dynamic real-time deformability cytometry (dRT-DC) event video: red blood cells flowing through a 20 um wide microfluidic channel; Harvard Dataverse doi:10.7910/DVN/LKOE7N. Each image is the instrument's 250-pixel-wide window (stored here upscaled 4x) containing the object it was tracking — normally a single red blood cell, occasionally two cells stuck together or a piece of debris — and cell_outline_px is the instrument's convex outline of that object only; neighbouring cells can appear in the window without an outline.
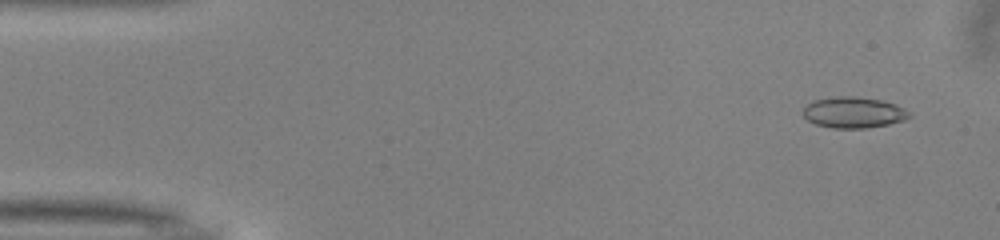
{"species": "common noctule bat (a hibernating species)", "species_latin": "Nyctalus noctula", "temperature_condition": "warm", "stored_images_in_passage": 50, "camera_frame_rate_fps": 3000, "um_per_image_px": 0.085, "animal": {"sex": "male", "body_mass_g": 13.0, "forearm_length_mm": 53.1}, "frame": {"image": 1, "passage_image": 3, "time_ms": 0.667, "image_size_px": [1000, 240], "cell_outline_px": [[912, 116], [904, 120], [888, 124], [868, 128], [832, 128], [816, 124], [808, 120], [804, 116], [804, 108], [812, 100], [836, 96], [856, 96], [880, 100], [896, 104], [912, 112]], "centroid_in_image_um": [72.59, 9.55], "position_along_channel_um": 12.4, "area_um2": 19.31}}
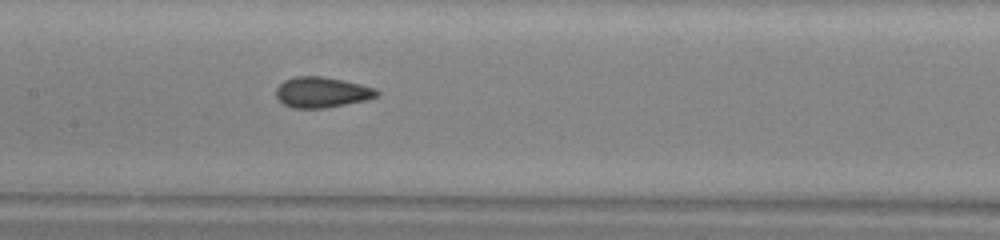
{"frame": {"image": 2, "passage_image": 24, "time_ms": 7.667, "image_size_px": [1000, 240], "cell_outline_px": [[380, 96], [368, 100], [324, 108], [296, 108], [284, 104], [276, 96], [276, 88], [284, 80], [296, 76], [320, 76], [344, 80], [376, 88], [380, 92]], "centroid_in_image_um": [27.41, 7.84], "position_along_channel_um": 180.0, "area_um2": 18.03}}
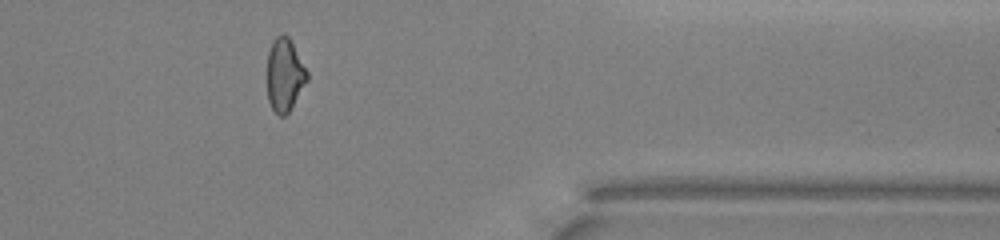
{"frame": {"image": 3, "passage_image": 41, "time_ms": 13.333, "image_size_px": [1000, 240], "cell_outline_px": [[308, 80], [288, 112], [284, 116], [280, 116], [272, 108], [268, 100], [268, 52], [272, 40], [276, 36], [288, 36], [308, 72]], "centroid_in_image_um": [24.2, 6.37], "position_along_channel_um": 387.2, "area_um2": 16.65}, "authors_computed_cell_mechanics": {"area_um2": 18.0047, "velocity_mm_per_s": 4.0314, "shape_relaxation_time_tau1_ms": 10.7567, "shape_relaxation_time_tau2_ms": 2.0035, "deformation_change_tau1": 0.1752, "deformation_change_tau2": 0.0748}}